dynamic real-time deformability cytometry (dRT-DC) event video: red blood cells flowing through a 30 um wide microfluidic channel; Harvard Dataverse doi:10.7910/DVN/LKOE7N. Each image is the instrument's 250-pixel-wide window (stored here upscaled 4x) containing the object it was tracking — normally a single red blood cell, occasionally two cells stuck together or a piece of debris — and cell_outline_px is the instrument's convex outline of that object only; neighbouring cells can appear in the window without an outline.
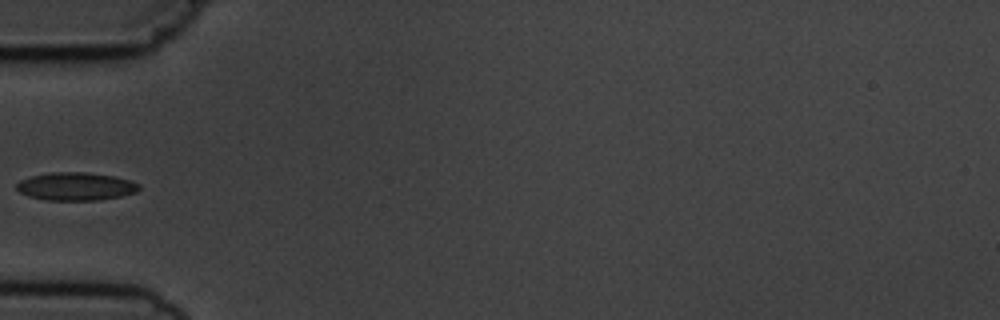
{"species": "common noctule bat (a hibernating species)", "species_latin": "Nyctalus noctula", "temperature_condition": "cold", "stored_images_in_passage": 5, "camera_frame_rate_fps": 3000, "um_per_image_px": 0.085, "animal": {"sex": "male", "body_mass_g": 19.5, "forearm_length_mm": 54.6}, "frame": {"image": 1, "passage_image": 5, "time_ms": 4.667, "image_size_px": [1000, 320], "cell_outline_px": [[140, 188], [136, 192], [120, 196], [100, 200], [44, 200], [28, 196], [20, 192], [16, 188], [16, 184], [20, 180], [32, 176], [48, 172], [84, 172], [116, 176], [140, 184]], "centroid_in_image_um": [6.43, 15.84], "position_along_channel_um": 78.6, "area_um2": 20.06}}